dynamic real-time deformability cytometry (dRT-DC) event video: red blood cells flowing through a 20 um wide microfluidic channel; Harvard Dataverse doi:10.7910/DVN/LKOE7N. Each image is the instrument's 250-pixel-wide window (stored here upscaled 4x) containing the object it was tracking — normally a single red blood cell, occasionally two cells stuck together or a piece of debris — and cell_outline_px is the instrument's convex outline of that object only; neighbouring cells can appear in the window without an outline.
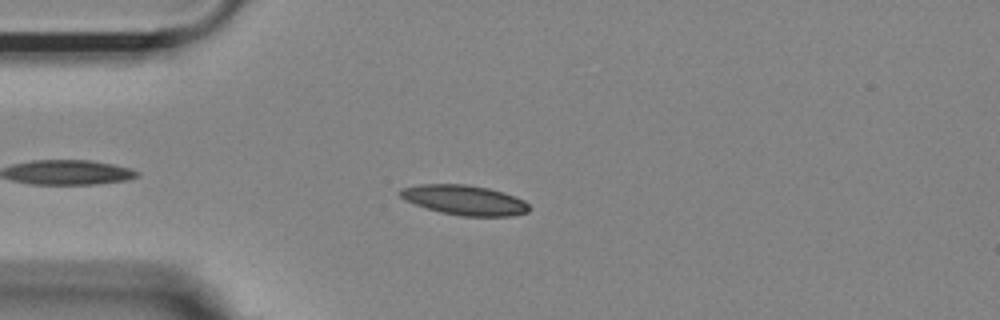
{"species": "Egyptian fruit bat (a non-hibernating species)", "species_latin": "Rousettus aegyptiacus", "temperature_condition": "room temperature", "stored_images_in_passage": 43, "camera_frame_rate_fps": 3000, "um_per_image_px": 0.085, "animal": {"sex": "female"}, "frame": {"image": 1, "passage_image": 7, "time_ms": 2.0, "image_size_px": [1000, 320], "cell_outline_px": [[528, 212], [512, 216], [460, 216], [440, 212], [404, 200], [396, 192], [400, 188], [420, 184], [464, 184], [488, 188], [504, 192], [524, 200], [528, 204]], "centroid_in_image_um": [39.45, 17.0], "position_along_channel_um": 45.6, "area_um2": 22.48}}
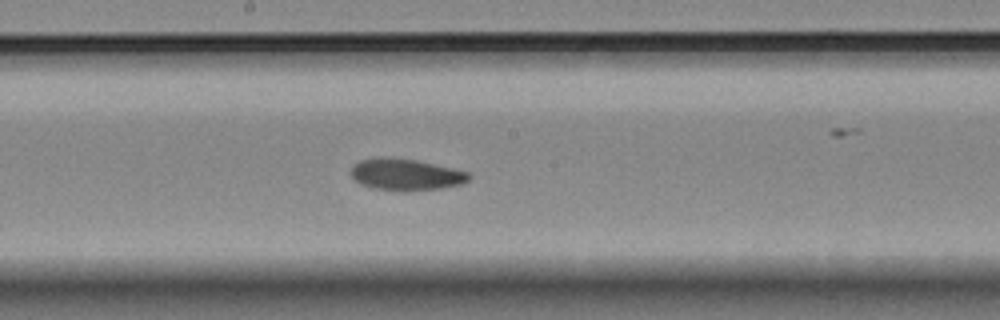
{"frame": {"image": 2, "passage_image": 22, "time_ms": 7.0, "image_size_px": [1000, 320], "cell_outline_px": [[472, 176], [468, 180], [460, 184], [440, 188], [404, 192], [400, 192], [372, 188], [360, 184], [352, 176], [352, 168], [360, 160], [372, 156], [392, 156], [416, 160], [452, 168], [468, 172]], "centroid_in_image_um": [34.46, 14.83], "position_along_channel_um": 213.7, "area_um2": 22.02}}
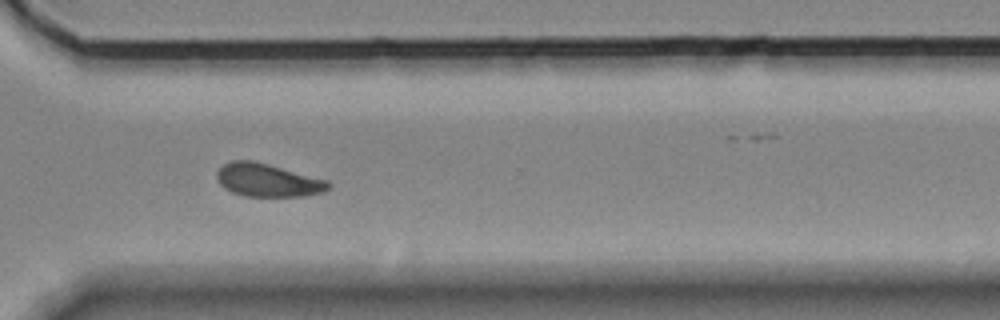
{"frame": {"image": 3, "passage_image": 33, "time_ms": 10.667, "image_size_px": [1000, 320], "cell_outline_px": [[332, 188], [324, 192], [304, 196], [244, 196], [232, 192], [224, 188], [216, 180], [216, 172], [224, 164], [232, 160], [252, 160], [268, 164], [328, 180], [332, 184]], "centroid_in_image_um": [22.77, 15.32], "position_along_channel_um": 347.8, "area_um2": 21.68}, "authors_computed_cell_mechanics": {"area_um2": 21.2704, "velocity_mm_per_s": 3.6552, "shape_relaxation_time_tau1_ms": 5.3742, "shape_relaxation_time_tau2_ms": 4.4017, "deformation_change_tau1": 0.117, "deformation_change_tau2": 0.0913}}